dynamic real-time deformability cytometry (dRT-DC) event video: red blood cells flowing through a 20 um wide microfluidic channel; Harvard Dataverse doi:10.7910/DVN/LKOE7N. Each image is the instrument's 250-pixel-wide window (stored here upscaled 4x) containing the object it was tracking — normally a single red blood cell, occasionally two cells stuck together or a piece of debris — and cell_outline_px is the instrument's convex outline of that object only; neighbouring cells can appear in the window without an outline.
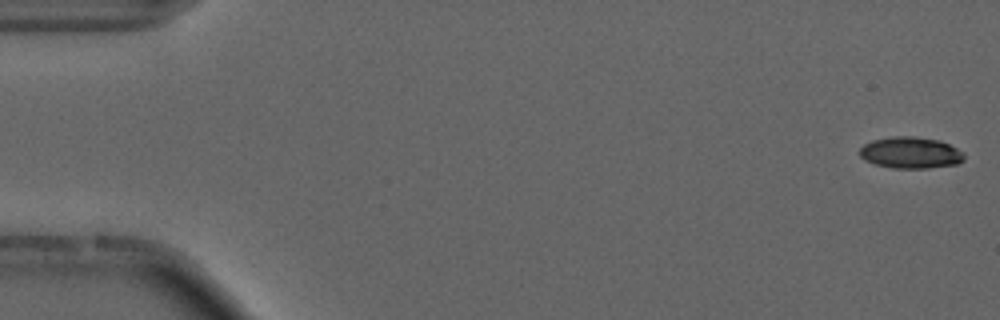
{"species": "common noctule bat (a hibernating species)", "species_latin": "Nyctalus noctula", "temperature_condition": "cold", "stored_images_in_passage": 55, "camera_frame_rate_fps": 3000, "um_per_image_px": 0.085, "animal": {"sex": "male", "forearm_length_mm": 52.5}, "frame": {"image": 1, "passage_image": 1, "time_ms": 0.0, "image_size_px": [1000, 320], "cell_outline_px": [[964, 160], [960, 164], [928, 168], [892, 168], [876, 164], [864, 160], [860, 156], [860, 148], [864, 144], [872, 140], [892, 136], [912, 136], [940, 140], [964, 152]], "centroid_in_image_um": [77.42, 12.98], "position_along_channel_um": 7.6, "area_um2": 19.31}}
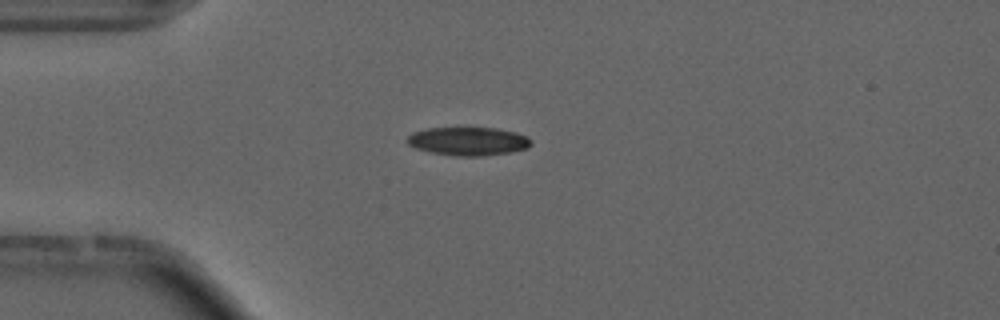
{"frame": {"image": 2, "passage_image": 14, "time_ms": 4.333, "image_size_px": [1000, 320], "cell_outline_px": [[532, 144], [528, 148], [508, 152], [480, 156], [456, 156], [432, 152], [416, 148], [408, 144], [408, 136], [412, 132], [428, 128], [496, 128], [516, 132], [528, 136], [532, 140]], "centroid_in_image_um": [39.83, 12.0], "position_along_channel_um": 45.2, "area_um2": 20.4}, "authors_computed_cell_mechanics": {"area_um2": 19.5364, "velocity_mm_per_s": 3.723, "shape_relaxation_time_tau1_ms": null, "shape_relaxation_time_tau2_ms": 6.5661, "deformation_change_tau1": null, "deformation_change_tau2": 0.1269}}